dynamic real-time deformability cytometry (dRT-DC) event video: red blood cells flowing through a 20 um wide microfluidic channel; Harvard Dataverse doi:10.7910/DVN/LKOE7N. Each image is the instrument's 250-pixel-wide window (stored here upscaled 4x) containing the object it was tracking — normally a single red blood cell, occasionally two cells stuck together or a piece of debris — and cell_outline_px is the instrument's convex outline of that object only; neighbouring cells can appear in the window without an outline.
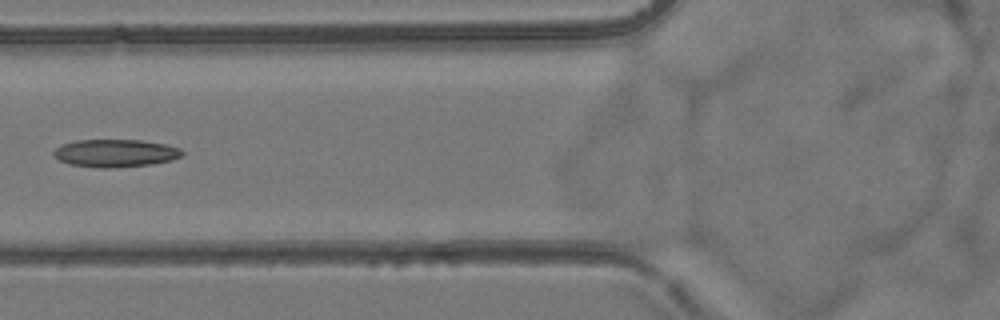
{"species": "common noctule bat (a hibernating species)", "species_latin": "Nyctalus noctula", "temperature_condition": "room temperature", "stored_images_in_passage": 8, "camera_frame_rate_fps": 3000, "um_per_image_px": 0.085, "animal": {"sex": "female", "body_mass_g": 24.6, "forearm_length_mm": 56.2}, "frame": {"image": 1, "passage_image": 8, "time_ms": 8.0, "image_size_px": [1000, 320], "cell_outline_px": [[184, 152], [180, 156], [172, 160], [152, 164], [108, 168], [100, 168], [68, 164], [52, 156], [52, 152], [60, 144], [76, 140], [140, 140], [164, 144], [180, 148]], "centroid_in_image_um": [9.76, 13.02], "position_along_channel_um": 116.0, "area_um2": 20.81}}